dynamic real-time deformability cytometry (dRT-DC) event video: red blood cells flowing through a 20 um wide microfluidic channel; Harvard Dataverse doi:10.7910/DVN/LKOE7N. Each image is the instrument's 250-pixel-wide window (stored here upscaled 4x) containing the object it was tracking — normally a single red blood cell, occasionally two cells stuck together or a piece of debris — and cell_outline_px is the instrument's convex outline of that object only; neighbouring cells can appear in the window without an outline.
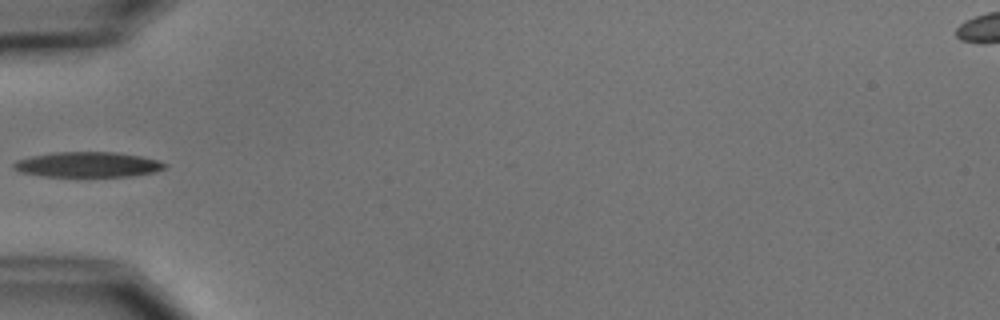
{"species": "common noctule bat (a hibernating species)", "species_latin": "Nyctalus noctula", "temperature_condition": "cold", "stored_images_in_passage": 6, "camera_frame_rate_fps": 3000, "um_per_image_px": 0.085, "animal": {"sex": "male", "body_mass_g": 15.6}, "frame": {"image": 1, "passage_image": 6, "time_ms": 5.667, "image_size_px": [1000, 320], "cell_outline_px": [[168, 164], [164, 168], [156, 172], [132, 176], [44, 176], [20, 172], [12, 168], [12, 164], [16, 160], [32, 156], [56, 152], [116, 152], [140, 156], [156, 160]], "centroid_in_image_um": [7.45, 13.99], "position_along_channel_um": 77.5, "area_um2": 22.14}}